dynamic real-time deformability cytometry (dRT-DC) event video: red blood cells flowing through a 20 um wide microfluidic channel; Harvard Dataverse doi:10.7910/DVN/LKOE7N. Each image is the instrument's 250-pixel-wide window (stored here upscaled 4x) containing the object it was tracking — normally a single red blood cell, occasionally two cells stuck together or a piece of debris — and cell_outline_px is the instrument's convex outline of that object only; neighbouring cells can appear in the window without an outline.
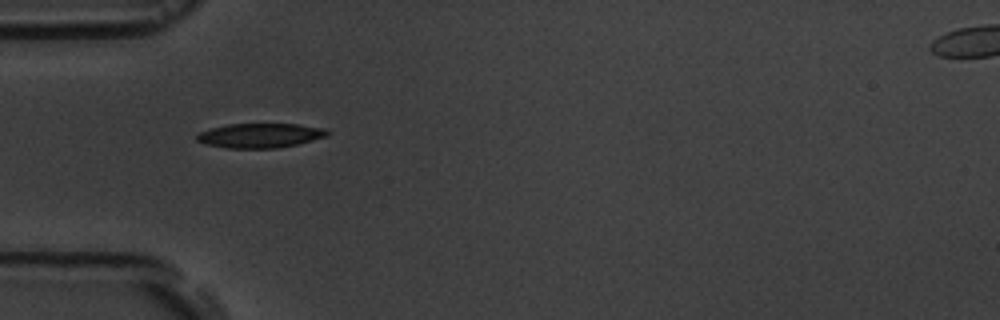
{"species": "common noctule bat (a hibernating species)", "species_latin": "Nyctalus noctula", "temperature_condition": "room temperature", "stored_images_in_passage": 4, "camera_frame_rate_fps": 3000, "um_per_image_px": 0.085, "animal": {"sex": "male", "body_mass_g": 19.5, "forearm_length_mm": 54.6}, "frame": {"image": 1, "passage_image": 1, "time_ms": 0.0, "image_size_px": [1000, 320], "cell_outline_px": [[332, 132], [328, 136], [296, 144], [276, 148], [228, 148], [204, 144], [196, 140], [196, 136], [200, 132], [212, 128], [228, 124], [296, 124], [324, 128]], "centroid_in_image_um": [22.12, 11.52], "position_along_channel_um": 62.9, "area_um2": 18.55}}
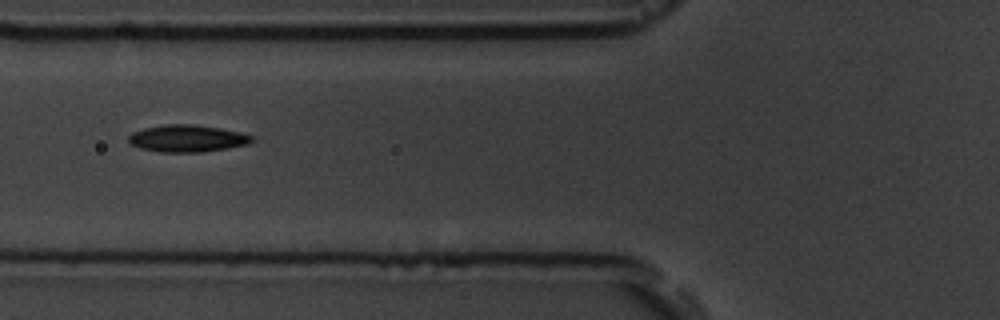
{"frame": {"image": 2, "passage_image": 2, "time_ms": 1.333, "image_size_px": [1000, 320], "cell_outline_px": [[256, 140], [248, 144], [228, 148], [200, 152], [160, 152], [140, 148], [132, 144], [128, 140], [128, 136], [132, 132], [144, 128], [164, 124], [192, 124], [220, 128], [240, 132], [252, 136]], "centroid_in_image_um": [15.92, 11.76], "position_along_channel_um": 109.9, "area_um2": 19.48}}
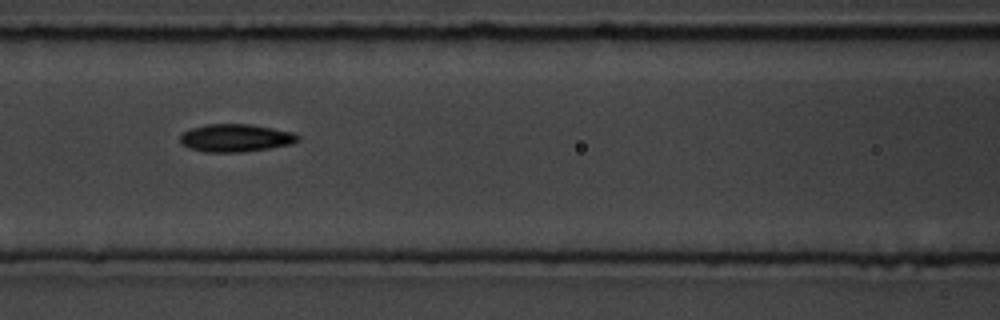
{"frame": {"image": 3, "passage_image": 3, "time_ms": 2.333, "image_size_px": [1000, 320], "cell_outline_px": [[300, 140], [292, 144], [244, 152], [204, 152], [188, 148], [180, 144], [180, 136], [184, 132], [192, 128], [204, 124], [248, 124], [272, 128], [292, 132], [300, 136]], "centroid_in_image_um": [20.01, 11.73], "position_along_channel_um": 146.6, "area_um2": 19.13}}